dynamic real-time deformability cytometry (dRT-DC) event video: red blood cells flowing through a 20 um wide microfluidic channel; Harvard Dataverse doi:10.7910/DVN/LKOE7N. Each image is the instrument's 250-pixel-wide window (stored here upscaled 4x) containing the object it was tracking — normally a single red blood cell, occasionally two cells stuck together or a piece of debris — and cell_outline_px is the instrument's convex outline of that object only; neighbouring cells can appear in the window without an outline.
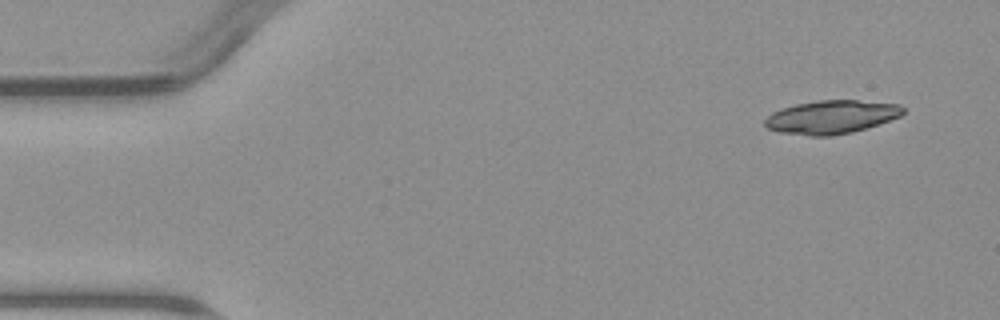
{"species": "common noctule bat (a hibernating species)", "species_latin": "Nyctalus noctula", "temperature_condition": "warm", "stored_images_in_passage": 4, "camera_frame_rate_fps": 3000, "um_per_image_px": 0.085, "animal": {"sex": "male", "body_mass_g": 23.1, "forearm_length_mm": 52.7}, "frame": {"image": 1, "passage_image": 1, "time_ms": 0.0, "image_size_px": [1000, 320], "cell_outline_px": [[904, 112], [900, 116], [852, 132], [828, 136], [808, 136], [780, 132], [768, 128], [764, 124], [764, 120], [772, 112], [796, 104], [816, 100], [856, 100], [900, 104], [904, 108]], "centroid_in_image_um": [70.65, 9.94], "position_along_channel_um": 14.4, "area_um2": 26.65}}